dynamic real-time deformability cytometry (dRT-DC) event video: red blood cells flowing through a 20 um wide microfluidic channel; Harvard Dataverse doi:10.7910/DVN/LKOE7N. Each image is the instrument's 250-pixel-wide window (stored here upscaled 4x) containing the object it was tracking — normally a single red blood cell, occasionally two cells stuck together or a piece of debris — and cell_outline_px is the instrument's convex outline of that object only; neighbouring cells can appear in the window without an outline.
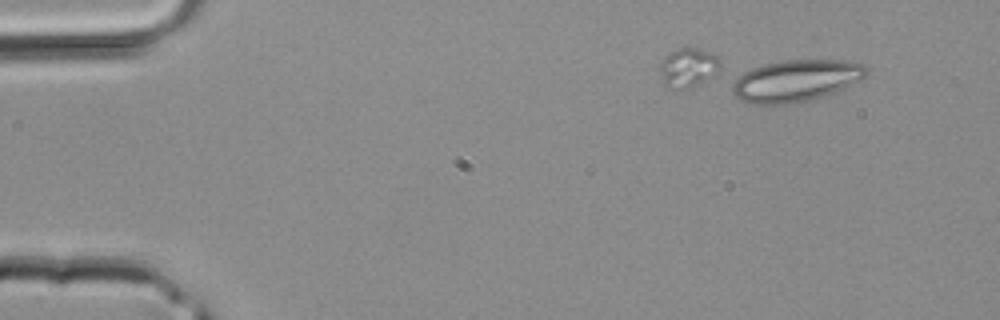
{"species": "common noctule bat (a hibernating species)", "species_latin": "Nyctalus noctula", "temperature_condition": "room temperature", "stored_images_in_passage": 2, "camera_frame_rate_fps": 3000, "um_per_image_px": 0.085, "animal": {"sex": "male", "body_mass_g": 20.4}, "frame": {"image": 1, "passage_image": 2, "time_ms": 0.333, "image_size_px": [1000, 320], "cell_outline_px": [[868, 76], [844, 88], [808, 100], [788, 104], [748, 104], [740, 100], [732, 92], [732, 88], [736, 76], [752, 68], [764, 64], [784, 60], [840, 60], [864, 64], [868, 68]], "centroid_in_image_um": [67.64, 6.85], "position_along_channel_um": 17.4, "area_um2": 32.6}}